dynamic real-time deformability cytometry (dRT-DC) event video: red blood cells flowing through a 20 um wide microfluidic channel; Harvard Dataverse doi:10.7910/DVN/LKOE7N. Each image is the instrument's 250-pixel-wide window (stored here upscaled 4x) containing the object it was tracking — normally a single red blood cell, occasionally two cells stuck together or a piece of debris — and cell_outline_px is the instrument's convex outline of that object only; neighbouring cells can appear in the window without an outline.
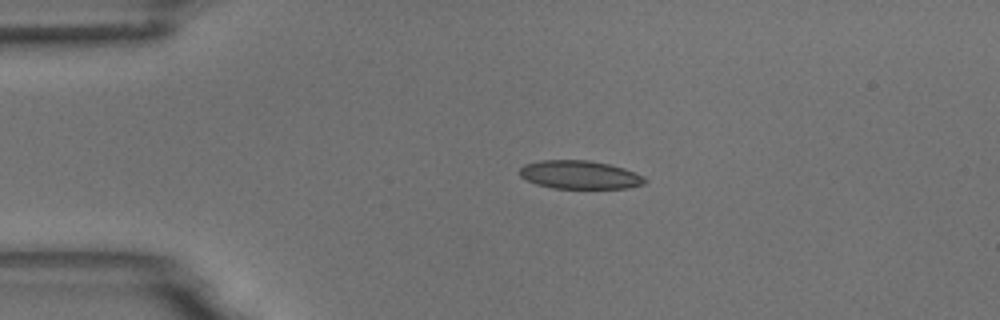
{"species": "common noctule bat (a hibernating species)", "species_latin": "Nyctalus noctula", "temperature_condition": "room temperature", "stored_images_in_passage": 4, "camera_frame_rate_fps": 3000, "um_per_image_px": 0.085, "animal": {"sex": "male", "body_mass_g": 18.8}, "frame": {"image": 1, "passage_image": 3, "time_ms": 2.333, "image_size_px": [1000, 320], "cell_outline_px": [[648, 180], [644, 184], [628, 188], [552, 188], [536, 184], [520, 176], [520, 168], [524, 164], [540, 160], [588, 160], [608, 164], [624, 168], [644, 176]], "centroid_in_image_um": [49.29, 14.85], "position_along_channel_um": 35.7, "area_um2": 20.69}}